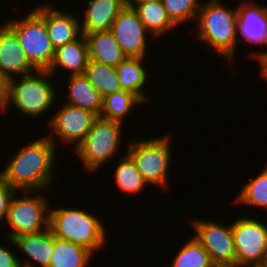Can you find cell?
<instances>
[{
    "instance_id": "obj_1",
    "label": "cell",
    "mask_w": 267,
    "mask_h": 267,
    "mask_svg": "<svg viewBox=\"0 0 267 267\" xmlns=\"http://www.w3.org/2000/svg\"><path fill=\"white\" fill-rule=\"evenodd\" d=\"M57 146L46 135L21 147L0 174L16 191L47 189L52 184ZM51 182V183H50Z\"/></svg>"
},
{
    "instance_id": "obj_2",
    "label": "cell",
    "mask_w": 267,
    "mask_h": 267,
    "mask_svg": "<svg viewBox=\"0 0 267 267\" xmlns=\"http://www.w3.org/2000/svg\"><path fill=\"white\" fill-rule=\"evenodd\" d=\"M196 19L197 38L230 62L236 55V44L239 41L237 7L228 8L221 0H208L201 4Z\"/></svg>"
},
{
    "instance_id": "obj_3",
    "label": "cell",
    "mask_w": 267,
    "mask_h": 267,
    "mask_svg": "<svg viewBox=\"0 0 267 267\" xmlns=\"http://www.w3.org/2000/svg\"><path fill=\"white\" fill-rule=\"evenodd\" d=\"M96 215L77 208L49 209L48 228L54 237L86 247L94 254L106 242V229Z\"/></svg>"
},
{
    "instance_id": "obj_4",
    "label": "cell",
    "mask_w": 267,
    "mask_h": 267,
    "mask_svg": "<svg viewBox=\"0 0 267 267\" xmlns=\"http://www.w3.org/2000/svg\"><path fill=\"white\" fill-rule=\"evenodd\" d=\"M52 76L48 70H36V73L11 78L9 98L4 111L12 104L26 116L36 118L43 113L46 114L51 107H54L52 105L55 104L57 97V89L50 80Z\"/></svg>"
},
{
    "instance_id": "obj_5",
    "label": "cell",
    "mask_w": 267,
    "mask_h": 267,
    "mask_svg": "<svg viewBox=\"0 0 267 267\" xmlns=\"http://www.w3.org/2000/svg\"><path fill=\"white\" fill-rule=\"evenodd\" d=\"M171 136L129 141L126 154L132 159L147 184L168 190L172 158ZM167 188V189H166Z\"/></svg>"
},
{
    "instance_id": "obj_6",
    "label": "cell",
    "mask_w": 267,
    "mask_h": 267,
    "mask_svg": "<svg viewBox=\"0 0 267 267\" xmlns=\"http://www.w3.org/2000/svg\"><path fill=\"white\" fill-rule=\"evenodd\" d=\"M123 123L97 117L84 138L74 150L88 172H95L119 151ZM119 148V149H118ZM118 150V151H117Z\"/></svg>"
},
{
    "instance_id": "obj_7",
    "label": "cell",
    "mask_w": 267,
    "mask_h": 267,
    "mask_svg": "<svg viewBox=\"0 0 267 267\" xmlns=\"http://www.w3.org/2000/svg\"><path fill=\"white\" fill-rule=\"evenodd\" d=\"M30 12L24 18L13 17L5 23L17 34L31 65L36 70H49L55 49L49 39L45 21L33 9Z\"/></svg>"
},
{
    "instance_id": "obj_8",
    "label": "cell",
    "mask_w": 267,
    "mask_h": 267,
    "mask_svg": "<svg viewBox=\"0 0 267 267\" xmlns=\"http://www.w3.org/2000/svg\"><path fill=\"white\" fill-rule=\"evenodd\" d=\"M34 191H22L21 198L18 191L13 195L5 222L11 229L7 231V238H15L24 234H34L48 229L49 201L43 196L31 195Z\"/></svg>"
},
{
    "instance_id": "obj_9",
    "label": "cell",
    "mask_w": 267,
    "mask_h": 267,
    "mask_svg": "<svg viewBox=\"0 0 267 267\" xmlns=\"http://www.w3.org/2000/svg\"><path fill=\"white\" fill-rule=\"evenodd\" d=\"M232 234L236 266L258 267L267 255V225L242 216L233 221Z\"/></svg>"
},
{
    "instance_id": "obj_10",
    "label": "cell",
    "mask_w": 267,
    "mask_h": 267,
    "mask_svg": "<svg viewBox=\"0 0 267 267\" xmlns=\"http://www.w3.org/2000/svg\"><path fill=\"white\" fill-rule=\"evenodd\" d=\"M194 237L208 252L216 267L236 266L232 224L223 225L213 220L192 219Z\"/></svg>"
},
{
    "instance_id": "obj_11",
    "label": "cell",
    "mask_w": 267,
    "mask_h": 267,
    "mask_svg": "<svg viewBox=\"0 0 267 267\" xmlns=\"http://www.w3.org/2000/svg\"><path fill=\"white\" fill-rule=\"evenodd\" d=\"M96 118L97 116L92 112L64 103L47 122L52 131L47 136L57 146V149H59L57 142L59 139L57 138H60L65 145L74 143V150H76L90 131Z\"/></svg>"
},
{
    "instance_id": "obj_12",
    "label": "cell",
    "mask_w": 267,
    "mask_h": 267,
    "mask_svg": "<svg viewBox=\"0 0 267 267\" xmlns=\"http://www.w3.org/2000/svg\"><path fill=\"white\" fill-rule=\"evenodd\" d=\"M110 31L127 57L143 58L147 55L146 37L150 34L134 8L126 5L114 20Z\"/></svg>"
},
{
    "instance_id": "obj_13",
    "label": "cell",
    "mask_w": 267,
    "mask_h": 267,
    "mask_svg": "<svg viewBox=\"0 0 267 267\" xmlns=\"http://www.w3.org/2000/svg\"><path fill=\"white\" fill-rule=\"evenodd\" d=\"M34 11L45 21L53 48L77 40L81 35L80 18L73 13L54 9L51 3H42Z\"/></svg>"
},
{
    "instance_id": "obj_14",
    "label": "cell",
    "mask_w": 267,
    "mask_h": 267,
    "mask_svg": "<svg viewBox=\"0 0 267 267\" xmlns=\"http://www.w3.org/2000/svg\"><path fill=\"white\" fill-rule=\"evenodd\" d=\"M0 70L10 79L36 72L17 34L5 22L0 26Z\"/></svg>"
},
{
    "instance_id": "obj_15",
    "label": "cell",
    "mask_w": 267,
    "mask_h": 267,
    "mask_svg": "<svg viewBox=\"0 0 267 267\" xmlns=\"http://www.w3.org/2000/svg\"><path fill=\"white\" fill-rule=\"evenodd\" d=\"M237 32L246 42L267 47V6L242 1L237 7Z\"/></svg>"
},
{
    "instance_id": "obj_16",
    "label": "cell",
    "mask_w": 267,
    "mask_h": 267,
    "mask_svg": "<svg viewBox=\"0 0 267 267\" xmlns=\"http://www.w3.org/2000/svg\"><path fill=\"white\" fill-rule=\"evenodd\" d=\"M11 244L18 247L27 258L20 262L22 267H48L53 255V235L48 229L34 234H24L13 239L8 238ZM34 263V264H33Z\"/></svg>"
},
{
    "instance_id": "obj_17",
    "label": "cell",
    "mask_w": 267,
    "mask_h": 267,
    "mask_svg": "<svg viewBox=\"0 0 267 267\" xmlns=\"http://www.w3.org/2000/svg\"><path fill=\"white\" fill-rule=\"evenodd\" d=\"M127 5L126 0H89L83 22L82 34L110 30L114 20Z\"/></svg>"
},
{
    "instance_id": "obj_18",
    "label": "cell",
    "mask_w": 267,
    "mask_h": 267,
    "mask_svg": "<svg viewBox=\"0 0 267 267\" xmlns=\"http://www.w3.org/2000/svg\"><path fill=\"white\" fill-rule=\"evenodd\" d=\"M88 60V43L82 34L77 40L55 50L54 60L48 71L53 76L59 68L69 71V75L84 74Z\"/></svg>"
},
{
    "instance_id": "obj_19",
    "label": "cell",
    "mask_w": 267,
    "mask_h": 267,
    "mask_svg": "<svg viewBox=\"0 0 267 267\" xmlns=\"http://www.w3.org/2000/svg\"><path fill=\"white\" fill-rule=\"evenodd\" d=\"M85 37L89 60L117 67L127 57L110 30L95 31Z\"/></svg>"
},
{
    "instance_id": "obj_20",
    "label": "cell",
    "mask_w": 267,
    "mask_h": 267,
    "mask_svg": "<svg viewBox=\"0 0 267 267\" xmlns=\"http://www.w3.org/2000/svg\"><path fill=\"white\" fill-rule=\"evenodd\" d=\"M68 76L69 91L67 101L63 103L87 110L100 117L103 107V96L94 88L84 74Z\"/></svg>"
},
{
    "instance_id": "obj_21",
    "label": "cell",
    "mask_w": 267,
    "mask_h": 267,
    "mask_svg": "<svg viewBox=\"0 0 267 267\" xmlns=\"http://www.w3.org/2000/svg\"><path fill=\"white\" fill-rule=\"evenodd\" d=\"M146 57H126L118 66L117 73L122 90L129 91L147 103L149 96L144 93L148 72L143 62Z\"/></svg>"
},
{
    "instance_id": "obj_22",
    "label": "cell",
    "mask_w": 267,
    "mask_h": 267,
    "mask_svg": "<svg viewBox=\"0 0 267 267\" xmlns=\"http://www.w3.org/2000/svg\"><path fill=\"white\" fill-rule=\"evenodd\" d=\"M92 256L86 247L53 236V255L48 267H86Z\"/></svg>"
},
{
    "instance_id": "obj_23",
    "label": "cell",
    "mask_w": 267,
    "mask_h": 267,
    "mask_svg": "<svg viewBox=\"0 0 267 267\" xmlns=\"http://www.w3.org/2000/svg\"><path fill=\"white\" fill-rule=\"evenodd\" d=\"M134 9L138 12L139 18L148 33L156 40L173 28H177V25L168 16L161 1L141 3Z\"/></svg>"
},
{
    "instance_id": "obj_24",
    "label": "cell",
    "mask_w": 267,
    "mask_h": 267,
    "mask_svg": "<svg viewBox=\"0 0 267 267\" xmlns=\"http://www.w3.org/2000/svg\"><path fill=\"white\" fill-rule=\"evenodd\" d=\"M84 75L103 97L122 90L117 67L88 60Z\"/></svg>"
},
{
    "instance_id": "obj_25",
    "label": "cell",
    "mask_w": 267,
    "mask_h": 267,
    "mask_svg": "<svg viewBox=\"0 0 267 267\" xmlns=\"http://www.w3.org/2000/svg\"><path fill=\"white\" fill-rule=\"evenodd\" d=\"M143 101L133 93L121 90L103 97V107L100 117L123 123L125 116Z\"/></svg>"
},
{
    "instance_id": "obj_26",
    "label": "cell",
    "mask_w": 267,
    "mask_h": 267,
    "mask_svg": "<svg viewBox=\"0 0 267 267\" xmlns=\"http://www.w3.org/2000/svg\"><path fill=\"white\" fill-rule=\"evenodd\" d=\"M115 182L121 192L138 194L148 186L132 159L125 153L115 167Z\"/></svg>"
},
{
    "instance_id": "obj_27",
    "label": "cell",
    "mask_w": 267,
    "mask_h": 267,
    "mask_svg": "<svg viewBox=\"0 0 267 267\" xmlns=\"http://www.w3.org/2000/svg\"><path fill=\"white\" fill-rule=\"evenodd\" d=\"M233 203L267 210V164L264 165V169L259 175L243 185Z\"/></svg>"
},
{
    "instance_id": "obj_28",
    "label": "cell",
    "mask_w": 267,
    "mask_h": 267,
    "mask_svg": "<svg viewBox=\"0 0 267 267\" xmlns=\"http://www.w3.org/2000/svg\"><path fill=\"white\" fill-rule=\"evenodd\" d=\"M174 257L170 267H216L195 237L189 239Z\"/></svg>"
},
{
    "instance_id": "obj_29",
    "label": "cell",
    "mask_w": 267,
    "mask_h": 267,
    "mask_svg": "<svg viewBox=\"0 0 267 267\" xmlns=\"http://www.w3.org/2000/svg\"><path fill=\"white\" fill-rule=\"evenodd\" d=\"M170 19L178 26L195 18L200 9L198 0H161Z\"/></svg>"
},
{
    "instance_id": "obj_30",
    "label": "cell",
    "mask_w": 267,
    "mask_h": 267,
    "mask_svg": "<svg viewBox=\"0 0 267 267\" xmlns=\"http://www.w3.org/2000/svg\"><path fill=\"white\" fill-rule=\"evenodd\" d=\"M15 192L16 190L13 189L0 174V223L6 218L10 201Z\"/></svg>"
},
{
    "instance_id": "obj_31",
    "label": "cell",
    "mask_w": 267,
    "mask_h": 267,
    "mask_svg": "<svg viewBox=\"0 0 267 267\" xmlns=\"http://www.w3.org/2000/svg\"><path fill=\"white\" fill-rule=\"evenodd\" d=\"M18 257L8 247L0 245V267H22Z\"/></svg>"
},
{
    "instance_id": "obj_32",
    "label": "cell",
    "mask_w": 267,
    "mask_h": 267,
    "mask_svg": "<svg viewBox=\"0 0 267 267\" xmlns=\"http://www.w3.org/2000/svg\"><path fill=\"white\" fill-rule=\"evenodd\" d=\"M9 81L8 78L1 70H0V111L4 112L8 98H9Z\"/></svg>"
},
{
    "instance_id": "obj_33",
    "label": "cell",
    "mask_w": 267,
    "mask_h": 267,
    "mask_svg": "<svg viewBox=\"0 0 267 267\" xmlns=\"http://www.w3.org/2000/svg\"><path fill=\"white\" fill-rule=\"evenodd\" d=\"M251 57H254V59L256 58L258 61V64L260 65L259 71L261 73V77L267 82V50L258 53L255 51V54L252 53Z\"/></svg>"
},
{
    "instance_id": "obj_34",
    "label": "cell",
    "mask_w": 267,
    "mask_h": 267,
    "mask_svg": "<svg viewBox=\"0 0 267 267\" xmlns=\"http://www.w3.org/2000/svg\"><path fill=\"white\" fill-rule=\"evenodd\" d=\"M126 1H127V6L135 8L138 4L141 3L155 2L161 0H126Z\"/></svg>"
},
{
    "instance_id": "obj_35",
    "label": "cell",
    "mask_w": 267,
    "mask_h": 267,
    "mask_svg": "<svg viewBox=\"0 0 267 267\" xmlns=\"http://www.w3.org/2000/svg\"><path fill=\"white\" fill-rule=\"evenodd\" d=\"M258 267H267V255L262 260L261 264Z\"/></svg>"
}]
</instances>
